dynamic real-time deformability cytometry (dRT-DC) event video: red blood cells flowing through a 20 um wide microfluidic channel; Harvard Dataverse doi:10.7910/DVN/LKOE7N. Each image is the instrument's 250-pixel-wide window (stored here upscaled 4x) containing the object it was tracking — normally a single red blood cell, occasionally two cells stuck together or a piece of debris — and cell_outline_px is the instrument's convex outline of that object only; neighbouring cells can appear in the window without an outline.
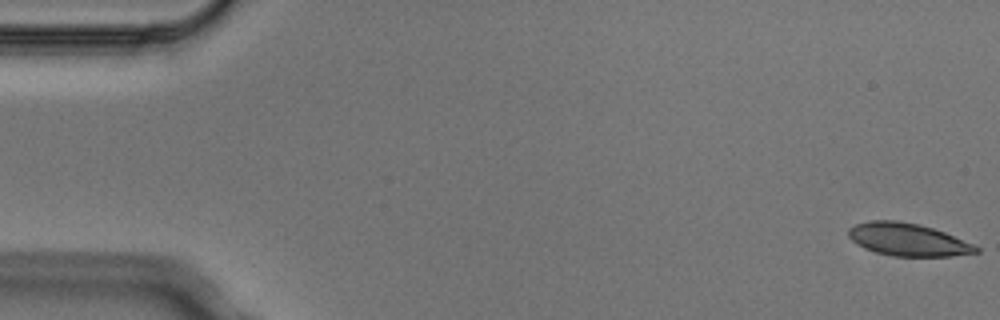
{"species": "Egyptian fruit bat (a non-hibernating species)", "species_latin": "Rousettus aegyptiacus", "temperature_condition": "cold", "stored_images_in_passage": 5, "camera_frame_rate_fps": 3000, "um_per_image_px": 0.085, "animal": {"sex": "male"}, "frame": {"image": 1, "passage_image": 5, "time_ms": 1.333, "image_size_px": [1000, 320], "cell_outline_px": [[980, 252], [952, 256], [892, 256], [876, 252], [864, 248], [856, 244], [848, 236], [848, 228], [856, 224], [872, 220], [896, 220], [920, 224], [944, 232], [976, 244], [980, 248]], "centroid_in_image_um": [77.19, 20.36], "position_along_channel_um": 7.8, "area_um2": 24.45}}